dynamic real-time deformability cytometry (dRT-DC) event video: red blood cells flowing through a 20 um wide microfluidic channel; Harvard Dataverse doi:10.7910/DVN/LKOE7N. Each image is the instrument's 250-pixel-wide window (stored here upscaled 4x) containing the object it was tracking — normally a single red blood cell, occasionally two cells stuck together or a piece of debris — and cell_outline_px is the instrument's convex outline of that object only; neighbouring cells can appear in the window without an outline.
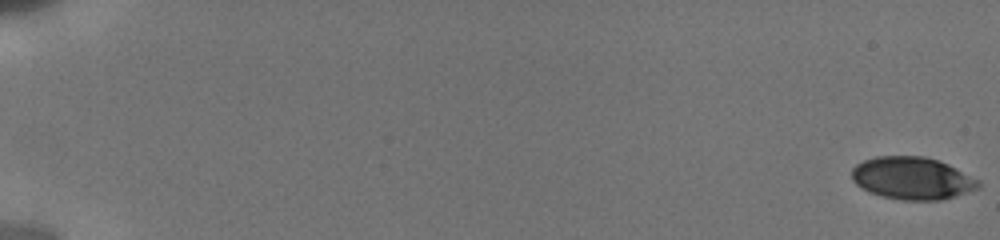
{"species": "human", "species_latin": "Homo sapiens", "temperature_condition": "cold", "stored_images_in_passage": 52, "camera_frame_rate_fps": 3000, "um_per_image_px": 0.085, "donor": {"sex": "male"}, "frame": {"image": 1, "passage_image": 1, "time_ms": 0.0, "image_size_px": [1000, 240], "cell_outline_px": [[980, 188], [956, 196], [940, 200], [904, 200], [880, 196], [868, 192], [860, 188], [852, 180], [852, 168], [856, 164], [864, 160], [876, 156], [924, 156], [940, 160], [980, 180]], "centroid_in_image_um": [77.54, 15.15], "position_along_channel_um": 7.5, "area_um2": 31.62}}
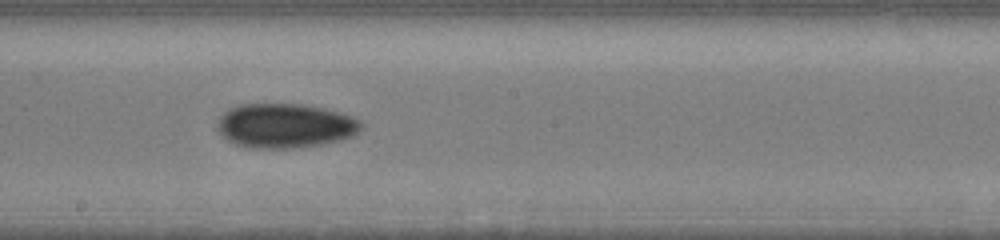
{"frame": {"image": 2, "passage_image": 30, "time_ms": 11.0, "image_size_px": [1000, 240], "cell_outline_px": [[364, 124], [360, 132], [352, 136], [340, 140], [320, 144], [292, 148], [248, 148], [236, 144], [228, 140], [216, 128], [216, 124], [220, 116], [228, 108], [240, 104], [308, 104], [340, 112], [352, 116], [360, 120]], "centroid_in_image_um": [24.25, 10.67], "position_along_channel_um": 224.0, "area_um2": 37.57}}
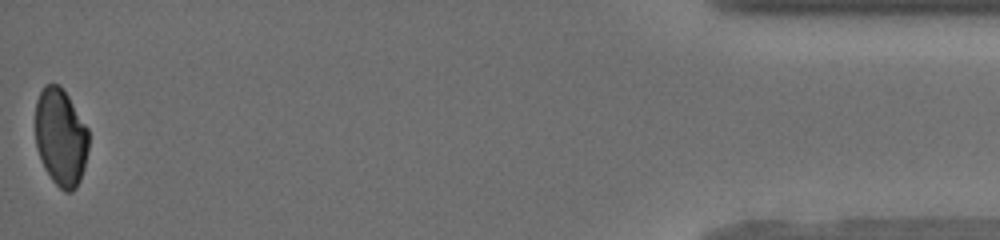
{"frame": {"image": 3, "passage_image": 52, "time_ms": 18.333, "image_size_px": [1000, 240], "cell_outline_px": [[88, 148], [84, 168], [80, 180], [76, 188], [72, 192], [64, 192], [52, 180], [44, 168], [36, 148], [36, 100], [44, 84], [60, 84], [68, 96], [88, 128]], "centroid_in_image_um": [5.16, 11.67], "position_along_channel_um": 430.0, "area_um2": 30.4}, "authors_computed_cell_mechanics": {"area_um2": 34.3621, "velocity_mm_per_s": 3.8558, "shape_relaxation_time_tau1_ms": null, "shape_relaxation_time_tau2_ms": 5.6241, "deformation_change_tau1": null, "deformation_change_tau2": 0.0921}}